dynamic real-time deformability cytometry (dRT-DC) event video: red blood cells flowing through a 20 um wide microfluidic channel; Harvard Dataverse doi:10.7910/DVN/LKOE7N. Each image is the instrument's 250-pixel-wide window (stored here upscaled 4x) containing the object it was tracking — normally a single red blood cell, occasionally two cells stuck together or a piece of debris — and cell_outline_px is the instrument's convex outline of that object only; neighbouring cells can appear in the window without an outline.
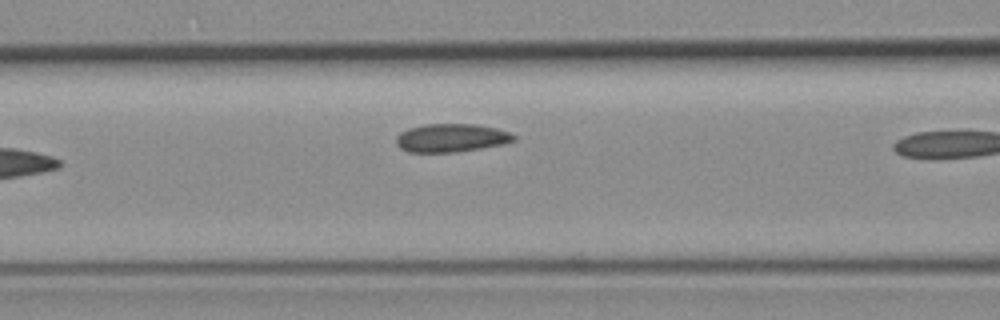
{"species": "common noctule bat (a hibernating species)", "species_latin": "Nyctalus noctula", "temperature_condition": "room temperature", "stored_images_in_passage": 7, "camera_frame_rate_fps": 3000, "um_per_image_px": 0.085, "animal": {"sex": "female", "body_mass_g": 19.3, "forearm_length_mm": 54.1}, "frame": {"image": 1, "passage_image": 6, "time_ms": 5.667, "image_size_px": [1000, 320], "cell_outline_px": [[516, 140], [504, 144], [456, 152], [408, 152], [400, 148], [396, 144], [396, 136], [400, 132], [408, 128], [424, 124], [472, 124], [496, 128], [512, 132], [516, 136]], "centroid_in_image_um": [38.36, 11.72], "position_along_channel_um": 128.2, "area_um2": 19.54}}